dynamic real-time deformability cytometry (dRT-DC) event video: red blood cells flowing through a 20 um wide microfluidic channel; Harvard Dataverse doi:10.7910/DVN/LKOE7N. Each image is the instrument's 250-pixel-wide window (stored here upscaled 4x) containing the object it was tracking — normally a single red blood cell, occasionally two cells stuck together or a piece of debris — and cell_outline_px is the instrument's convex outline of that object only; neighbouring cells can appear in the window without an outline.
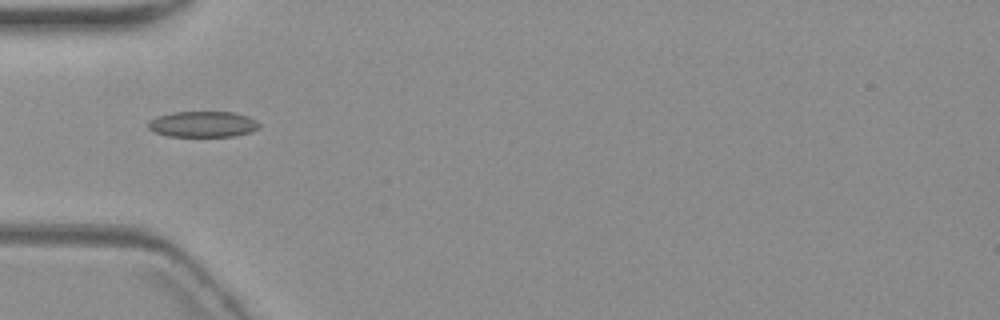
{"species": "common noctule bat (a hibernating species)", "species_latin": "Nyctalus noctula", "temperature_condition": "warm", "stored_images_in_passage": 6, "camera_frame_rate_fps": 3000, "um_per_image_px": 0.085, "animal": {"sex": "female", "body_mass_g": 19.3, "forearm_length_mm": 54.1}, "frame": {"image": 1, "passage_image": 3, "time_ms": 2.333, "image_size_px": [1000, 320], "cell_outline_px": [[260, 128], [252, 132], [236, 136], [168, 136], [152, 132], [148, 128], [148, 120], [156, 116], [172, 112], [232, 112], [248, 116], [256, 120], [260, 124]], "centroid_in_image_um": [17.23, 10.56], "position_along_channel_um": 67.8, "area_um2": 16.99}}
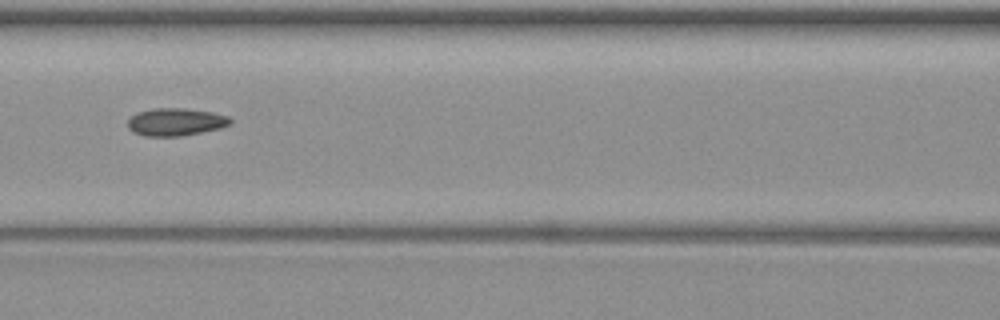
{"frame": {"image": 2, "passage_image": 5, "time_ms": 4.667, "image_size_px": [1000, 320], "cell_outline_px": [[232, 120], [228, 124], [220, 128], [180, 136], [144, 136], [132, 132], [128, 128], [128, 120], [136, 112], [156, 108], [184, 108], [212, 112], [228, 116]], "centroid_in_image_um": [14.89, 10.36], "position_along_channel_um": 151.7, "area_um2": 16.42}}
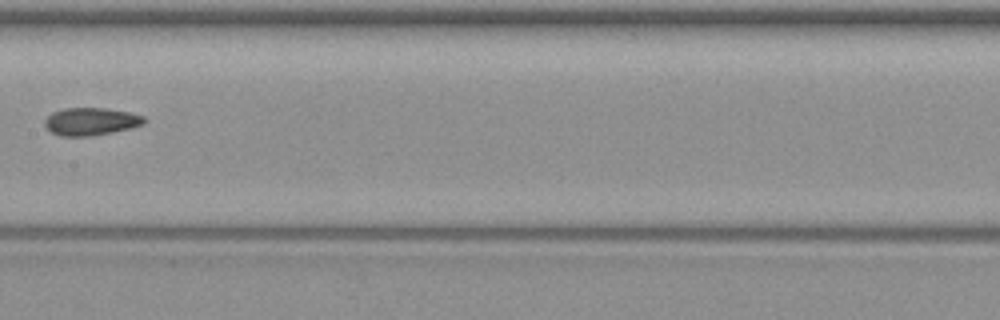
{"frame": {"image": 3, "passage_image": 6, "time_ms": 6.0, "image_size_px": [1000, 320], "cell_outline_px": [[148, 120], [144, 124], [112, 132], [92, 136], [60, 136], [52, 132], [44, 124], [44, 120], [52, 112], [64, 108], [108, 108], [128, 112], [144, 116]], "centroid_in_image_um": [7.73, 10.32], "position_along_channel_um": 199.7, "area_um2": 16.01}}